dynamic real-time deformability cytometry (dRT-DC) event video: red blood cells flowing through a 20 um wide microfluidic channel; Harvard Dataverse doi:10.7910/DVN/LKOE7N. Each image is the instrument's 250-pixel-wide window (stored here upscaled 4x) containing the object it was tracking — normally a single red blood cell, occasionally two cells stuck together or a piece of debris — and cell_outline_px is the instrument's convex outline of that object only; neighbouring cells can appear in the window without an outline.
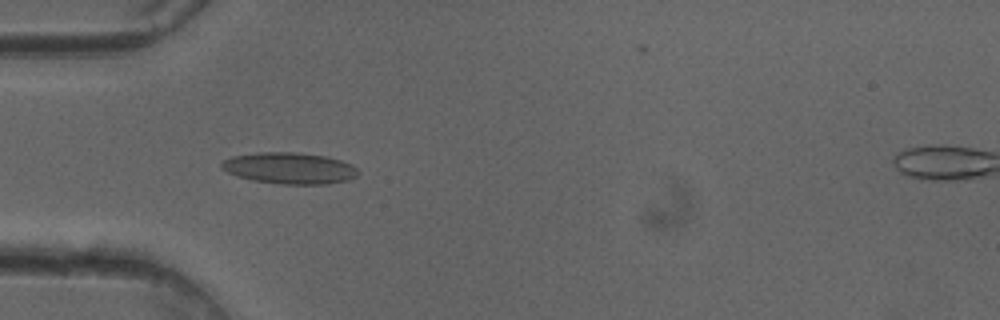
{"species": "common noctule bat (a hibernating species)", "species_latin": "Nyctalus noctula", "temperature_condition": "cold", "stored_images_in_passage": 36, "camera_frame_rate_fps": 3000, "um_per_image_px": 0.085, "animal": {"sex": "female"}, "frame": {"image": 1, "passage_image": 1, "time_ms": 0.0, "image_size_px": [1000, 320], "cell_outline_px": [[360, 172], [356, 176], [348, 180], [328, 184], [280, 184], [252, 180], [236, 176], [220, 168], [220, 164], [224, 160], [232, 156], [256, 152], [296, 152], [328, 156], [352, 164]], "centroid_in_image_um": [24.61, 14.29], "position_along_channel_um": 60.4, "area_um2": 25.2}}
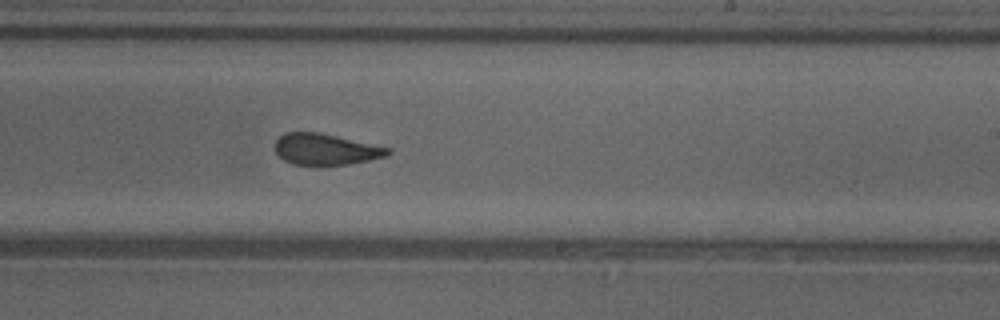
{"frame": {"image": 2, "passage_image": 16, "time_ms": 5.0, "image_size_px": [1000, 320], "cell_outline_px": [[392, 152], [388, 156], [348, 164], [320, 168], [292, 164], [284, 160], [276, 152], [276, 140], [284, 132], [320, 132], [392, 148]], "centroid_in_image_um": [27.7, 12.72], "position_along_channel_um": 261.3, "area_um2": 21.21}}
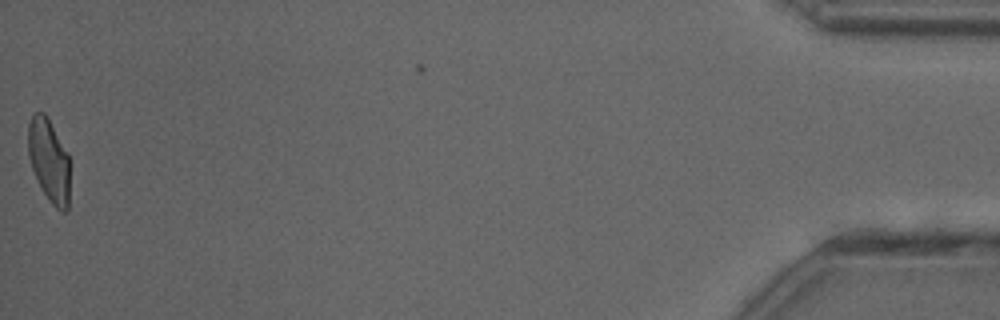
{"frame": {"image": 3, "passage_image": 36, "time_ms": 11.667, "image_size_px": [1000, 320], "cell_outline_px": [[68, 208], [64, 212], [60, 212], [48, 200], [32, 168], [28, 156], [28, 124], [32, 112], [44, 112], [68, 152]], "centroid_in_image_um": [4.15, 13.6], "position_along_channel_um": 431.1, "area_um2": 20.0}, "authors_computed_cell_mechanics": {"area_um2": 21.5883, "velocity_mm_per_s": 4.0608, "shape_relaxation_time_tau1_ms": null, "shape_relaxation_time_tau2_ms": 1.8136, "deformation_change_tau1": null, "deformation_change_tau2": 0.0797}}